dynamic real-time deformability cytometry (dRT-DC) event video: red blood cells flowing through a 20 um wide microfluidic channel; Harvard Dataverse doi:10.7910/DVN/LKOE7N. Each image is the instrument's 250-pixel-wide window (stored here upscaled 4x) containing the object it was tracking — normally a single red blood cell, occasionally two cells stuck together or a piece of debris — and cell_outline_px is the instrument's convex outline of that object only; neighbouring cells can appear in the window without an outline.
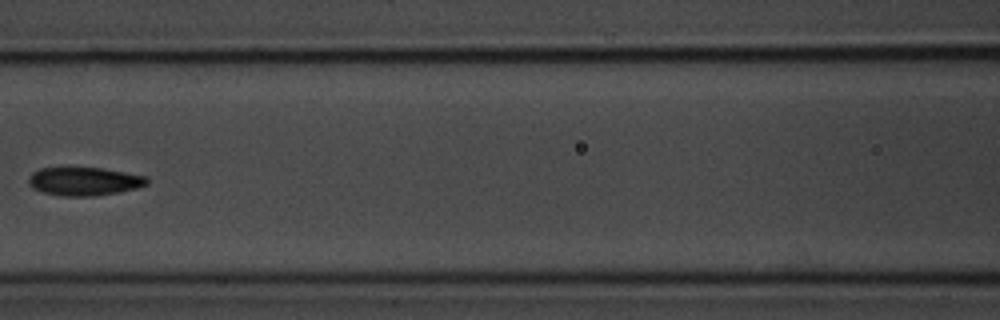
{"species": "common noctule bat (a hibernating species)", "species_latin": "Nyctalus noctula", "temperature_condition": "room temperature", "stored_images_in_passage": 12, "camera_frame_rate_fps": 3000, "um_per_image_px": 0.085, "animal": {"sex": "male", "body_mass_g": 20.1, "forearm_length_mm": 53.5}, "frame": {"image": 1, "passage_image": 4, "time_ms": 3.667, "image_size_px": [1000, 320], "cell_outline_px": [[148, 184], [136, 188], [120, 192], [92, 196], [64, 196], [44, 192], [32, 188], [28, 184], [28, 180], [32, 172], [40, 168], [104, 168], [148, 176]], "centroid_in_image_um": [7.18, 15.41], "position_along_channel_um": 159.4, "area_um2": 19.59}, "authors_computed_cell_mechanics": {"area_um2": 19.6231, "velocity_mm_per_s": 3.6079, "shape_relaxation_time_tau1_ms": 5.1707, "shape_relaxation_time_tau2_ms": 7.413, "deformation_change_tau1": 0.1268, "deformation_change_tau2": 0.157}}